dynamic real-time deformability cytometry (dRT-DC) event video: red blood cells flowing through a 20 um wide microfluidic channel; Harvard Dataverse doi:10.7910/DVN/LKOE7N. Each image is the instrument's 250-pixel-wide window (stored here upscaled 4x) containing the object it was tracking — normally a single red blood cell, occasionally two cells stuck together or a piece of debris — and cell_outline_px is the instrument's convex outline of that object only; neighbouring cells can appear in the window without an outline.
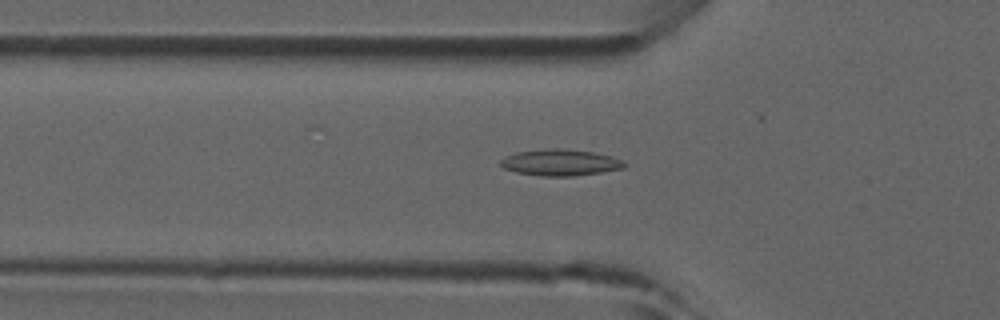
{"species": "common noctule bat (a hibernating species)", "species_latin": "Nyctalus noctula", "temperature_condition": "room temperature", "stored_images_in_passage": 34, "camera_frame_rate_fps": 3000, "um_per_image_px": 0.085, "animal": {"sex": "male", "forearm_length_mm": 52.5}, "frame": {"image": 1, "passage_image": 2, "time_ms": 0.333, "image_size_px": [1000, 320], "cell_outline_px": [[628, 164], [624, 168], [600, 172], [572, 176], [540, 176], [516, 172], [504, 168], [500, 164], [500, 160], [516, 152], [548, 148], [556, 148], [592, 152], [612, 156]], "centroid_in_image_um": [47.62, 13.81], "position_along_channel_um": 78.2, "area_um2": 18.84}}
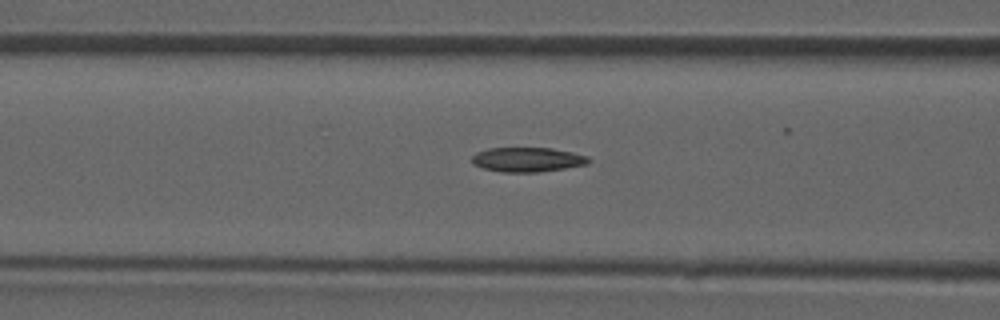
{"frame": {"image": 2, "passage_image": 5, "time_ms": 1.333, "image_size_px": [1000, 320], "cell_outline_px": [[592, 160], [588, 164], [540, 172], [500, 172], [484, 168], [472, 164], [472, 156], [476, 152], [488, 148], [552, 148], [572, 152], [588, 156]], "centroid_in_image_um": [44.84, 13.56], "position_along_channel_um": 121.8, "area_um2": 16.76}}
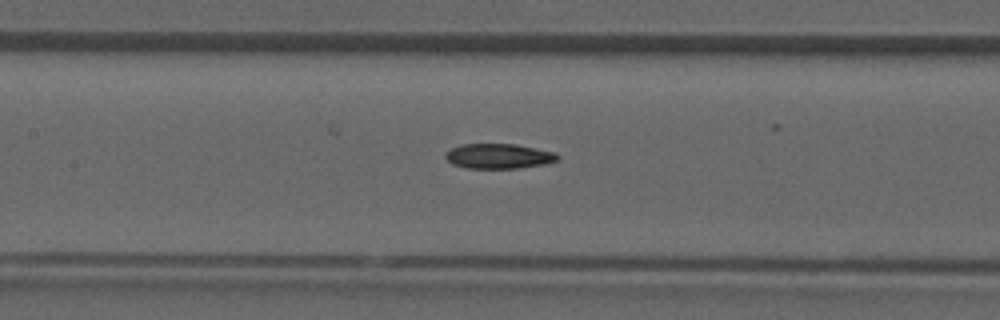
{"frame": {"image": 3, "passage_image": 8, "time_ms": 2.333, "image_size_px": [1000, 320], "cell_outline_px": [[560, 160], [544, 164], [520, 168], [464, 168], [452, 164], [444, 156], [444, 152], [452, 148], [464, 144], [516, 144], [556, 152], [560, 156]], "centroid_in_image_um": [42.41, 13.27], "position_along_channel_um": 165.0, "area_um2": 16.47}}